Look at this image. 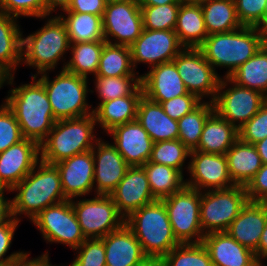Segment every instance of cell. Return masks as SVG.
<instances>
[{
	"instance_id": "31",
	"label": "cell",
	"mask_w": 267,
	"mask_h": 266,
	"mask_svg": "<svg viewBox=\"0 0 267 266\" xmlns=\"http://www.w3.org/2000/svg\"><path fill=\"white\" fill-rule=\"evenodd\" d=\"M184 48H199L208 36L200 4H180L174 29Z\"/></svg>"
},
{
	"instance_id": "8",
	"label": "cell",
	"mask_w": 267,
	"mask_h": 266,
	"mask_svg": "<svg viewBox=\"0 0 267 266\" xmlns=\"http://www.w3.org/2000/svg\"><path fill=\"white\" fill-rule=\"evenodd\" d=\"M247 201L244 186L201 192L200 222L203 234L226 232Z\"/></svg>"
},
{
	"instance_id": "46",
	"label": "cell",
	"mask_w": 267,
	"mask_h": 266,
	"mask_svg": "<svg viewBox=\"0 0 267 266\" xmlns=\"http://www.w3.org/2000/svg\"><path fill=\"white\" fill-rule=\"evenodd\" d=\"M239 139L248 144H256L267 137V101L260 110L238 129Z\"/></svg>"
},
{
	"instance_id": "21",
	"label": "cell",
	"mask_w": 267,
	"mask_h": 266,
	"mask_svg": "<svg viewBox=\"0 0 267 266\" xmlns=\"http://www.w3.org/2000/svg\"><path fill=\"white\" fill-rule=\"evenodd\" d=\"M107 134L112 136L113 145L130 167L143 166L149 161L154 142L137 120L117 126Z\"/></svg>"
},
{
	"instance_id": "54",
	"label": "cell",
	"mask_w": 267,
	"mask_h": 266,
	"mask_svg": "<svg viewBox=\"0 0 267 266\" xmlns=\"http://www.w3.org/2000/svg\"><path fill=\"white\" fill-rule=\"evenodd\" d=\"M71 2L72 0H44L45 18H48L57 8L61 9L60 11L67 10Z\"/></svg>"
},
{
	"instance_id": "42",
	"label": "cell",
	"mask_w": 267,
	"mask_h": 266,
	"mask_svg": "<svg viewBox=\"0 0 267 266\" xmlns=\"http://www.w3.org/2000/svg\"><path fill=\"white\" fill-rule=\"evenodd\" d=\"M181 3L140 6L143 27L148 30H174Z\"/></svg>"
},
{
	"instance_id": "27",
	"label": "cell",
	"mask_w": 267,
	"mask_h": 266,
	"mask_svg": "<svg viewBox=\"0 0 267 266\" xmlns=\"http://www.w3.org/2000/svg\"><path fill=\"white\" fill-rule=\"evenodd\" d=\"M136 120L154 143L178 139V122L164 112L160 103L153 102L144 95L139 101Z\"/></svg>"
},
{
	"instance_id": "59",
	"label": "cell",
	"mask_w": 267,
	"mask_h": 266,
	"mask_svg": "<svg viewBox=\"0 0 267 266\" xmlns=\"http://www.w3.org/2000/svg\"><path fill=\"white\" fill-rule=\"evenodd\" d=\"M14 75H7L1 68H0V88L6 83L13 85L14 82Z\"/></svg>"
},
{
	"instance_id": "61",
	"label": "cell",
	"mask_w": 267,
	"mask_h": 266,
	"mask_svg": "<svg viewBox=\"0 0 267 266\" xmlns=\"http://www.w3.org/2000/svg\"><path fill=\"white\" fill-rule=\"evenodd\" d=\"M138 0H106V3L132 2Z\"/></svg>"
},
{
	"instance_id": "32",
	"label": "cell",
	"mask_w": 267,
	"mask_h": 266,
	"mask_svg": "<svg viewBox=\"0 0 267 266\" xmlns=\"http://www.w3.org/2000/svg\"><path fill=\"white\" fill-rule=\"evenodd\" d=\"M208 35L227 33L241 28L234 0H204L199 3Z\"/></svg>"
},
{
	"instance_id": "24",
	"label": "cell",
	"mask_w": 267,
	"mask_h": 266,
	"mask_svg": "<svg viewBox=\"0 0 267 266\" xmlns=\"http://www.w3.org/2000/svg\"><path fill=\"white\" fill-rule=\"evenodd\" d=\"M266 223L267 202L248 200L226 232L239 244L255 251Z\"/></svg>"
},
{
	"instance_id": "58",
	"label": "cell",
	"mask_w": 267,
	"mask_h": 266,
	"mask_svg": "<svg viewBox=\"0 0 267 266\" xmlns=\"http://www.w3.org/2000/svg\"><path fill=\"white\" fill-rule=\"evenodd\" d=\"M135 266H165V263L162 258L147 257L144 261Z\"/></svg>"
},
{
	"instance_id": "16",
	"label": "cell",
	"mask_w": 267,
	"mask_h": 266,
	"mask_svg": "<svg viewBox=\"0 0 267 266\" xmlns=\"http://www.w3.org/2000/svg\"><path fill=\"white\" fill-rule=\"evenodd\" d=\"M190 159L186 167L191 178L186 179V186L204 192L235 185L229 174L226 155L191 150Z\"/></svg>"
},
{
	"instance_id": "37",
	"label": "cell",
	"mask_w": 267,
	"mask_h": 266,
	"mask_svg": "<svg viewBox=\"0 0 267 266\" xmlns=\"http://www.w3.org/2000/svg\"><path fill=\"white\" fill-rule=\"evenodd\" d=\"M134 70L130 47L108 42L104 44L96 76L138 75Z\"/></svg>"
},
{
	"instance_id": "11",
	"label": "cell",
	"mask_w": 267,
	"mask_h": 266,
	"mask_svg": "<svg viewBox=\"0 0 267 266\" xmlns=\"http://www.w3.org/2000/svg\"><path fill=\"white\" fill-rule=\"evenodd\" d=\"M266 101L267 97L260 92L238 86L229 78L223 77L220 79L213 104L214 111L239 129L260 110Z\"/></svg>"
},
{
	"instance_id": "14",
	"label": "cell",
	"mask_w": 267,
	"mask_h": 266,
	"mask_svg": "<svg viewBox=\"0 0 267 266\" xmlns=\"http://www.w3.org/2000/svg\"><path fill=\"white\" fill-rule=\"evenodd\" d=\"M143 29L138 1L106 3L102 16V30L106 42L130 47Z\"/></svg>"
},
{
	"instance_id": "52",
	"label": "cell",
	"mask_w": 267,
	"mask_h": 266,
	"mask_svg": "<svg viewBox=\"0 0 267 266\" xmlns=\"http://www.w3.org/2000/svg\"><path fill=\"white\" fill-rule=\"evenodd\" d=\"M31 253H27L15 266H56L52 265L49 259L48 251L43 253L41 256L29 259ZM64 266V265H62Z\"/></svg>"
},
{
	"instance_id": "41",
	"label": "cell",
	"mask_w": 267,
	"mask_h": 266,
	"mask_svg": "<svg viewBox=\"0 0 267 266\" xmlns=\"http://www.w3.org/2000/svg\"><path fill=\"white\" fill-rule=\"evenodd\" d=\"M190 151L179 139L153 143L148 162L163 164L179 170L183 174L185 160Z\"/></svg>"
},
{
	"instance_id": "4",
	"label": "cell",
	"mask_w": 267,
	"mask_h": 266,
	"mask_svg": "<svg viewBox=\"0 0 267 266\" xmlns=\"http://www.w3.org/2000/svg\"><path fill=\"white\" fill-rule=\"evenodd\" d=\"M94 114L57 120L46 139L40 144V160L56 164L66 158L92 150L99 138Z\"/></svg>"
},
{
	"instance_id": "57",
	"label": "cell",
	"mask_w": 267,
	"mask_h": 266,
	"mask_svg": "<svg viewBox=\"0 0 267 266\" xmlns=\"http://www.w3.org/2000/svg\"><path fill=\"white\" fill-rule=\"evenodd\" d=\"M140 6H159L171 3H180V0H138Z\"/></svg>"
},
{
	"instance_id": "23",
	"label": "cell",
	"mask_w": 267,
	"mask_h": 266,
	"mask_svg": "<svg viewBox=\"0 0 267 266\" xmlns=\"http://www.w3.org/2000/svg\"><path fill=\"white\" fill-rule=\"evenodd\" d=\"M202 244L209 252L213 266H262L254 251L239 244L227 232L205 234Z\"/></svg>"
},
{
	"instance_id": "13",
	"label": "cell",
	"mask_w": 267,
	"mask_h": 266,
	"mask_svg": "<svg viewBox=\"0 0 267 266\" xmlns=\"http://www.w3.org/2000/svg\"><path fill=\"white\" fill-rule=\"evenodd\" d=\"M172 61L189 93L202 101L204 97L215 100L221 77L199 48H184Z\"/></svg>"
},
{
	"instance_id": "49",
	"label": "cell",
	"mask_w": 267,
	"mask_h": 266,
	"mask_svg": "<svg viewBox=\"0 0 267 266\" xmlns=\"http://www.w3.org/2000/svg\"><path fill=\"white\" fill-rule=\"evenodd\" d=\"M203 101L193 93L177 96L161 103L164 112L173 120L178 121L184 115L192 112Z\"/></svg>"
},
{
	"instance_id": "36",
	"label": "cell",
	"mask_w": 267,
	"mask_h": 266,
	"mask_svg": "<svg viewBox=\"0 0 267 266\" xmlns=\"http://www.w3.org/2000/svg\"><path fill=\"white\" fill-rule=\"evenodd\" d=\"M106 41L78 42L70 44L71 58L63 64L62 70L87 78L96 76L100 55Z\"/></svg>"
},
{
	"instance_id": "56",
	"label": "cell",
	"mask_w": 267,
	"mask_h": 266,
	"mask_svg": "<svg viewBox=\"0 0 267 266\" xmlns=\"http://www.w3.org/2000/svg\"><path fill=\"white\" fill-rule=\"evenodd\" d=\"M254 145L257 149L259 156L261 157L262 163L267 164V137Z\"/></svg>"
},
{
	"instance_id": "15",
	"label": "cell",
	"mask_w": 267,
	"mask_h": 266,
	"mask_svg": "<svg viewBox=\"0 0 267 266\" xmlns=\"http://www.w3.org/2000/svg\"><path fill=\"white\" fill-rule=\"evenodd\" d=\"M132 64L145 63L148 68L172 61L184 47L174 30L143 29L141 35L130 46Z\"/></svg>"
},
{
	"instance_id": "20",
	"label": "cell",
	"mask_w": 267,
	"mask_h": 266,
	"mask_svg": "<svg viewBox=\"0 0 267 266\" xmlns=\"http://www.w3.org/2000/svg\"><path fill=\"white\" fill-rule=\"evenodd\" d=\"M110 196L125 219L137 209L156 201L142 166L129 167Z\"/></svg>"
},
{
	"instance_id": "62",
	"label": "cell",
	"mask_w": 267,
	"mask_h": 266,
	"mask_svg": "<svg viewBox=\"0 0 267 266\" xmlns=\"http://www.w3.org/2000/svg\"><path fill=\"white\" fill-rule=\"evenodd\" d=\"M261 28L265 31L267 29V19L266 22L261 26Z\"/></svg>"
},
{
	"instance_id": "64",
	"label": "cell",
	"mask_w": 267,
	"mask_h": 266,
	"mask_svg": "<svg viewBox=\"0 0 267 266\" xmlns=\"http://www.w3.org/2000/svg\"><path fill=\"white\" fill-rule=\"evenodd\" d=\"M265 38H266V44H267V29L265 30Z\"/></svg>"
},
{
	"instance_id": "34",
	"label": "cell",
	"mask_w": 267,
	"mask_h": 266,
	"mask_svg": "<svg viewBox=\"0 0 267 266\" xmlns=\"http://www.w3.org/2000/svg\"><path fill=\"white\" fill-rule=\"evenodd\" d=\"M59 17L65 23L70 44L78 42L105 41L102 16L89 13L64 12Z\"/></svg>"
},
{
	"instance_id": "40",
	"label": "cell",
	"mask_w": 267,
	"mask_h": 266,
	"mask_svg": "<svg viewBox=\"0 0 267 266\" xmlns=\"http://www.w3.org/2000/svg\"><path fill=\"white\" fill-rule=\"evenodd\" d=\"M165 266H213L209 252L202 243H183L163 258Z\"/></svg>"
},
{
	"instance_id": "28",
	"label": "cell",
	"mask_w": 267,
	"mask_h": 266,
	"mask_svg": "<svg viewBox=\"0 0 267 266\" xmlns=\"http://www.w3.org/2000/svg\"><path fill=\"white\" fill-rule=\"evenodd\" d=\"M238 139V129L213 111L206 120L199 144L194 150L225 155Z\"/></svg>"
},
{
	"instance_id": "44",
	"label": "cell",
	"mask_w": 267,
	"mask_h": 266,
	"mask_svg": "<svg viewBox=\"0 0 267 266\" xmlns=\"http://www.w3.org/2000/svg\"><path fill=\"white\" fill-rule=\"evenodd\" d=\"M70 266H106L105 246L102 238L86 239L77 249Z\"/></svg>"
},
{
	"instance_id": "12",
	"label": "cell",
	"mask_w": 267,
	"mask_h": 266,
	"mask_svg": "<svg viewBox=\"0 0 267 266\" xmlns=\"http://www.w3.org/2000/svg\"><path fill=\"white\" fill-rule=\"evenodd\" d=\"M31 222L49 244H65L75 250L86 240L71 200L45 208Z\"/></svg>"
},
{
	"instance_id": "25",
	"label": "cell",
	"mask_w": 267,
	"mask_h": 266,
	"mask_svg": "<svg viewBox=\"0 0 267 266\" xmlns=\"http://www.w3.org/2000/svg\"><path fill=\"white\" fill-rule=\"evenodd\" d=\"M102 239L106 266H135L147 258L135 234L125 224Z\"/></svg>"
},
{
	"instance_id": "30",
	"label": "cell",
	"mask_w": 267,
	"mask_h": 266,
	"mask_svg": "<svg viewBox=\"0 0 267 266\" xmlns=\"http://www.w3.org/2000/svg\"><path fill=\"white\" fill-rule=\"evenodd\" d=\"M17 19L0 11V68L8 76L22 63L23 33Z\"/></svg>"
},
{
	"instance_id": "38",
	"label": "cell",
	"mask_w": 267,
	"mask_h": 266,
	"mask_svg": "<svg viewBox=\"0 0 267 266\" xmlns=\"http://www.w3.org/2000/svg\"><path fill=\"white\" fill-rule=\"evenodd\" d=\"M214 111L211 101H203L192 112L184 115L178 122V139L189 149L194 150L200 141L206 120Z\"/></svg>"
},
{
	"instance_id": "47",
	"label": "cell",
	"mask_w": 267,
	"mask_h": 266,
	"mask_svg": "<svg viewBox=\"0 0 267 266\" xmlns=\"http://www.w3.org/2000/svg\"><path fill=\"white\" fill-rule=\"evenodd\" d=\"M0 11L13 17L45 18L44 0H0Z\"/></svg>"
},
{
	"instance_id": "26",
	"label": "cell",
	"mask_w": 267,
	"mask_h": 266,
	"mask_svg": "<svg viewBox=\"0 0 267 266\" xmlns=\"http://www.w3.org/2000/svg\"><path fill=\"white\" fill-rule=\"evenodd\" d=\"M142 96L140 85L131 95L102 102L93 112L97 125L107 134L117 126L135 121Z\"/></svg>"
},
{
	"instance_id": "45",
	"label": "cell",
	"mask_w": 267,
	"mask_h": 266,
	"mask_svg": "<svg viewBox=\"0 0 267 266\" xmlns=\"http://www.w3.org/2000/svg\"><path fill=\"white\" fill-rule=\"evenodd\" d=\"M23 139L24 137L14 113L3 102L0 106V153Z\"/></svg>"
},
{
	"instance_id": "55",
	"label": "cell",
	"mask_w": 267,
	"mask_h": 266,
	"mask_svg": "<svg viewBox=\"0 0 267 266\" xmlns=\"http://www.w3.org/2000/svg\"><path fill=\"white\" fill-rule=\"evenodd\" d=\"M254 252L257 261L263 266V259L267 260V223L261 234L258 248Z\"/></svg>"
},
{
	"instance_id": "48",
	"label": "cell",
	"mask_w": 267,
	"mask_h": 266,
	"mask_svg": "<svg viewBox=\"0 0 267 266\" xmlns=\"http://www.w3.org/2000/svg\"><path fill=\"white\" fill-rule=\"evenodd\" d=\"M19 220L12 217L6 223L0 225V264H17L28 252H13L4 258L11 247L14 232L18 228Z\"/></svg>"
},
{
	"instance_id": "18",
	"label": "cell",
	"mask_w": 267,
	"mask_h": 266,
	"mask_svg": "<svg viewBox=\"0 0 267 266\" xmlns=\"http://www.w3.org/2000/svg\"><path fill=\"white\" fill-rule=\"evenodd\" d=\"M96 195H110L130 167L116 147L100 138L92 149ZM96 185V186H95Z\"/></svg>"
},
{
	"instance_id": "29",
	"label": "cell",
	"mask_w": 267,
	"mask_h": 266,
	"mask_svg": "<svg viewBox=\"0 0 267 266\" xmlns=\"http://www.w3.org/2000/svg\"><path fill=\"white\" fill-rule=\"evenodd\" d=\"M230 177L235 185L246 187L263 163L255 145L238 139L225 154Z\"/></svg>"
},
{
	"instance_id": "35",
	"label": "cell",
	"mask_w": 267,
	"mask_h": 266,
	"mask_svg": "<svg viewBox=\"0 0 267 266\" xmlns=\"http://www.w3.org/2000/svg\"><path fill=\"white\" fill-rule=\"evenodd\" d=\"M142 167L147 174L151 193L156 200L169 197L186 185L184 175L177 169L152 162H147Z\"/></svg>"
},
{
	"instance_id": "22",
	"label": "cell",
	"mask_w": 267,
	"mask_h": 266,
	"mask_svg": "<svg viewBox=\"0 0 267 266\" xmlns=\"http://www.w3.org/2000/svg\"><path fill=\"white\" fill-rule=\"evenodd\" d=\"M141 86L146 98L160 104L188 93L173 61L151 67L141 75Z\"/></svg>"
},
{
	"instance_id": "39",
	"label": "cell",
	"mask_w": 267,
	"mask_h": 266,
	"mask_svg": "<svg viewBox=\"0 0 267 266\" xmlns=\"http://www.w3.org/2000/svg\"><path fill=\"white\" fill-rule=\"evenodd\" d=\"M94 82L95 91L101 100L99 106L102 102L131 95L141 85V75L95 76Z\"/></svg>"
},
{
	"instance_id": "43",
	"label": "cell",
	"mask_w": 267,
	"mask_h": 266,
	"mask_svg": "<svg viewBox=\"0 0 267 266\" xmlns=\"http://www.w3.org/2000/svg\"><path fill=\"white\" fill-rule=\"evenodd\" d=\"M243 26L261 27L267 19V0H234Z\"/></svg>"
},
{
	"instance_id": "7",
	"label": "cell",
	"mask_w": 267,
	"mask_h": 266,
	"mask_svg": "<svg viewBox=\"0 0 267 266\" xmlns=\"http://www.w3.org/2000/svg\"><path fill=\"white\" fill-rule=\"evenodd\" d=\"M35 75L44 85L56 120L84 117L93 114L88 104V79L61 69L53 80L48 72ZM92 108V109H91ZM91 110V111H90Z\"/></svg>"
},
{
	"instance_id": "1",
	"label": "cell",
	"mask_w": 267,
	"mask_h": 266,
	"mask_svg": "<svg viewBox=\"0 0 267 266\" xmlns=\"http://www.w3.org/2000/svg\"><path fill=\"white\" fill-rule=\"evenodd\" d=\"M31 79V83L9 90L4 102L14 113L22 136L40 145L57 120L44 85L35 76Z\"/></svg>"
},
{
	"instance_id": "33",
	"label": "cell",
	"mask_w": 267,
	"mask_h": 266,
	"mask_svg": "<svg viewBox=\"0 0 267 266\" xmlns=\"http://www.w3.org/2000/svg\"><path fill=\"white\" fill-rule=\"evenodd\" d=\"M229 79L238 86L258 91L267 97V44L240 65Z\"/></svg>"
},
{
	"instance_id": "50",
	"label": "cell",
	"mask_w": 267,
	"mask_h": 266,
	"mask_svg": "<svg viewBox=\"0 0 267 266\" xmlns=\"http://www.w3.org/2000/svg\"><path fill=\"white\" fill-rule=\"evenodd\" d=\"M248 200L267 202V164H263L245 187Z\"/></svg>"
},
{
	"instance_id": "9",
	"label": "cell",
	"mask_w": 267,
	"mask_h": 266,
	"mask_svg": "<svg viewBox=\"0 0 267 266\" xmlns=\"http://www.w3.org/2000/svg\"><path fill=\"white\" fill-rule=\"evenodd\" d=\"M162 201L176 239L181 244L202 243L204 234L200 222L201 191L185 185Z\"/></svg>"
},
{
	"instance_id": "6",
	"label": "cell",
	"mask_w": 267,
	"mask_h": 266,
	"mask_svg": "<svg viewBox=\"0 0 267 266\" xmlns=\"http://www.w3.org/2000/svg\"><path fill=\"white\" fill-rule=\"evenodd\" d=\"M44 24L35 33L22 37V64L37 69V74L31 76L53 71L70 50L69 35L61 18L50 17Z\"/></svg>"
},
{
	"instance_id": "17",
	"label": "cell",
	"mask_w": 267,
	"mask_h": 266,
	"mask_svg": "<svg viewBox=\"0 0 267 266\" xmlns=\"http://www.w3.org/2000/svg\"><path fill=\"white\" fill-rule=\"evenodd\" d=\"M40 161V145L30 139L11 145L0 153V184L11 190L21 182Z\"/></svg>"
},
{
	"instance_id": "51",
	"label": "cell",
	"mask_w": 267,
	"mask_h": 266,
	"mask_svg": "<svg viewBox=\"0 0 267 266\" xmlns=\"http://www.w3.org/2000/svg\"><path fill=\"white\" fill-rule=\"evenodd\" d=\"M106 0H72L67 10L63 12L89 13L103 16Z\"/></svg>"
},
{
	"instance_id": "10",
	"label": "cell",
	"mask_w": 267,
	"mask_h": 266,
	"mask_svg": "<svg viewBox=\"0 0 267 266\" xmlns=\"http://www.w3.org/2000/svg\"><path fill=\"white\" fill-rule=\"evenodd\" d=\"M73 210L86 239L103 238L125 224L110 195H95V198L75 202Z\"/></svg>"
},
{
	"instance_id": "3",
	"label": "cell",
	"mask_w": 267,
	"mask_h": 266,
	"mask_svg": "<svg viewBox=\"0 0 267 266\" xmlns=\"http://www.w3.org/2000/svg\"><path fill=\"white\" fill-rule=\"evenodd\" d=\"M265 43V31L261 27L242 26L231 32L208 35L199 49L215 71L218 66L228 68L224 77L229 78Z\"/></svg>"
},
{
	"instance_id": "2",
	"label": "cell",
	"mask_w": 267,
	"mask_h": 266,
	"mask_svg": "<svg viewBox=\"0 0 267 266\" xmlns=\"http://www.w3.org/2000/svg\"><path fill=\"white\" fill-rule=\"evenodd\" d=\"M11 192L12 215L27 216L32 221L45 208L68 200L62 190L60 175L54 164L39 161L33 170Z\"/></svg>"
},
{
	"instance_id": "60",
	"label": "cell",
	"mask_w": 267,
	"mask_h": 266,
	"mask_svg": "<svg viewBox=\"0 0 267 266\" xmlns=\"http://www.w3.org/2000/svg\"><path fill=\"white\" fill-rule=\"evenodd\" d=\"M204 0H180L181 4H199Z\"/></svg>"
},
{
	"instance_id": "53",
	"label": "cell",
	"mask_w": 267,
	"mask_h": 266,
	"mask_svg": "<svg viewBox=\"0 0 267 266\" xmlns=\"http://www.w3.org/2000/svg\"><path fill=\"white\" fill-rule=\"evenodd\" d=\"M6 190L11 192L9 189H4L0 193V225L6 223L13 217L11 199L9 200V198L7 199L4 197V192Z\"/></svg>"
},
{
	"instance_id": "19",
	"label": "cell",
	"mask_w": 267,
	"mask_h": 266,
	"mask_svg": "<svg viewBox=\"0 0 267 266\" xmlns=\"http://www.w3.org/2000/svg\"><path fill=\"white\" fill-rule=\"evenodd\" d=\"M68 200L88 195L94 189V159L92 150L76 154L54 164Z\"/></svg>"
},
{
	"instance_id": "65",
	"label": "cell",
	"mask_w": 267,
	"mask_h": 266,
	"mask_svg": "<svg viewBox=\"0 0 267 266\" xmlns=\"http://www.w3.org/2000/svg\"><path fill=\"white\" fill-rule=\"evenodd\" d=\"M4 190L3 186L0 184V193Z\"/></svg>"
},
{
	"instance_id": "5",
	"label": "cell",
	"mask_w": 267,
	"mask_h": 266,
	"mask_svg": "<svg viewBox=\"0 0 267 266\" xmlns=\"http://www.w3.org/2000/svg\"><path fill=\"white\" fill-rule=\"evenodd\" d=\"M147 257L163 258L181 243L176 239L162 200L137 209L125 219Z\"/></svg>"
},
{
	"instance_id": "63",
	"label": "cell",
	"mask_w": 267,
	"mask_h": 266,
	"mask_svg": "<svg viewBox=\"0 0 267 266\" xmlns=\"http://www.w3.org/2000/svg\"><path fill=\"white\" fill-rule=\"evenodd\" d=\"M0 266H15V264H0Z\"/></svg>"
}]
</instances>
